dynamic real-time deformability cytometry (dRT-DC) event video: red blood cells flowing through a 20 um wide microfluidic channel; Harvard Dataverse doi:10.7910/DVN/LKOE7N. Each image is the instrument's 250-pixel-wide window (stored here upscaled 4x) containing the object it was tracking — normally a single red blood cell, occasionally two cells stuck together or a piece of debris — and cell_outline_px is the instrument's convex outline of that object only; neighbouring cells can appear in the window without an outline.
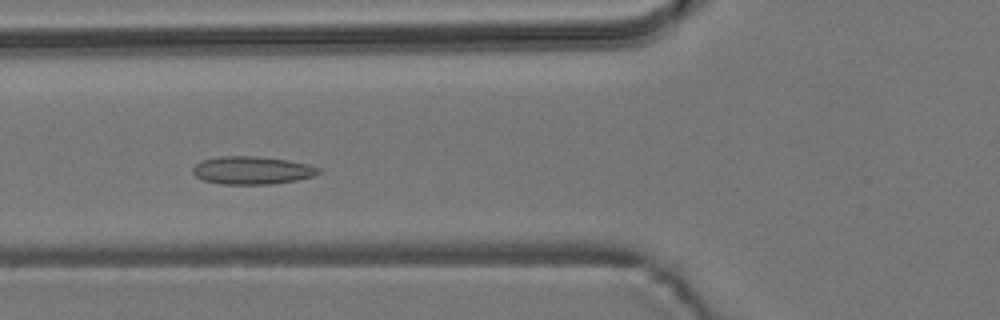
{"species": "common noctule bat (a hibernating species)", "species_latin": "Nyctalus noctula", "temperature_condition": "room temperature", "stored_images_in_passage": 7, "camera_frame_rate_fps": 3000, "um_per_image_px": 0.085, "animal": {"sex": "male", "body_mass_g": 19.2, "forearm_length_mm": 51.8}, "frame": {"image": 1, "passage_image": 6, "time_ms": 5.667, "image_size_px": [1000, 320], "cell_outline_px": [[320, 172], [316, 176], [296, 180], [268, 184], [220, 184], [204, 180], [196, 176], [192, 172], [192, 168], [196, 164], [204, 160], [220, 156], [256, 156], [288, 160], [308, 164], [320, 168]], "centroid_in_image_um": [21.44, 14.47], "position_along_channel_um": 104.4, "area_um2": 20.4}}
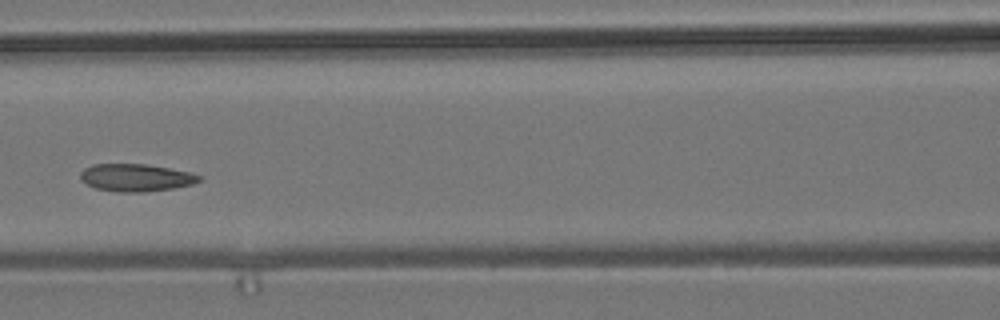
{"frame": {"image": 2, "passage_image": 7, "time_ms": 7.0, "image_size_px": [1000, 320], "cell_outline_px": [[204, 176], [200, 180], [192, 184], [172, 188], [144, 192], [116, 192], [96, 188], [80, 180], [80, 172], [84, 168], [92, 164], [144, 164], [168, 168], [188, 172]], "centroid_in_image_um": [11.52, 15.1], "position_along_channel_um": 155.1, "area_um2": 18.96}}